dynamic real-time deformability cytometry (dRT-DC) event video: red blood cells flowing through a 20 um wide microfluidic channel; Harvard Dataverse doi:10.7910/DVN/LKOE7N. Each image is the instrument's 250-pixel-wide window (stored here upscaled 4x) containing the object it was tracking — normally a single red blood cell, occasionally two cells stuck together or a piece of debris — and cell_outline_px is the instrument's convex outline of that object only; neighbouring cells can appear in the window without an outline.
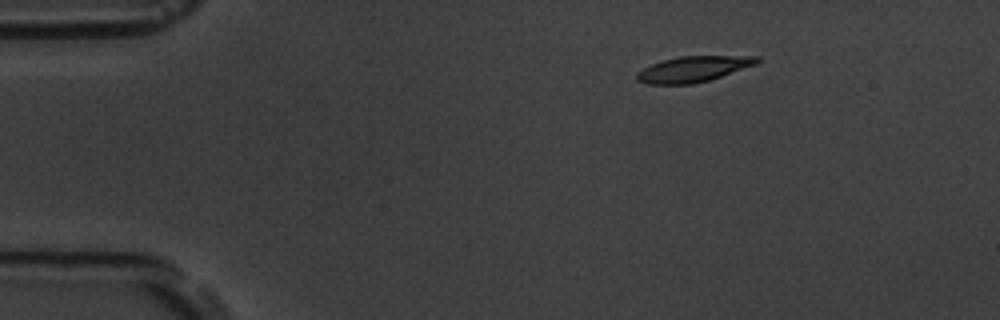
{"species": "common noctule bat (a hibernating species)", "species_latin": "Nyctalus noctula", "temperature_condition": "room temperature", "stored_images_in_passage": 9, "camera_frame_rate_fps": 3000, "um_per_image_px": 0.085, "animal": {"sex": "male", "body_mass_g": 19.5, "forearm_length_mm": 54.6}, "frame": {"image": 1, "passage_image": 1, "time_ms": 0.0, "image_size_px": [1000, 320], "cell_outline_px": [[760, 60], [756, 64], [708, 80], [692, 84], [648, 84], [636, 80], [636, 72], [652, 64], [664, 60], [680, 56], [760, 56]], "centroid_in_image_um": [58.9, 5.87], "position_along_channel_um": 26.1, "area_um2": 17.74}}
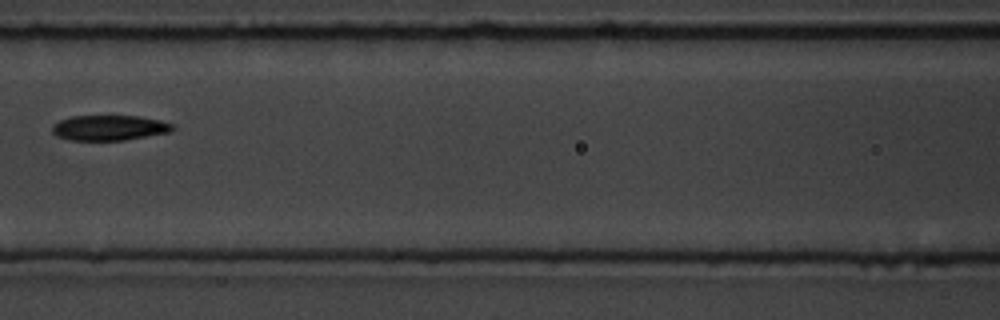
{"frame": {"image": 2, "passage_image": 6, "time_ms": 5.667, "image_size_px": [1000, 320], "cell_outline_px": [[176, 128], [172, 132], [124, 140], [68, 140], [56, 136], [52, 132], [52, 124], [60, 120], [72, 116], [140, 116], [160, 120], [176, 124]], "centroid_in_image_um": [9.33, 10.86], "position_along_channel_um": 157.3, "area_um2": 17.98}}
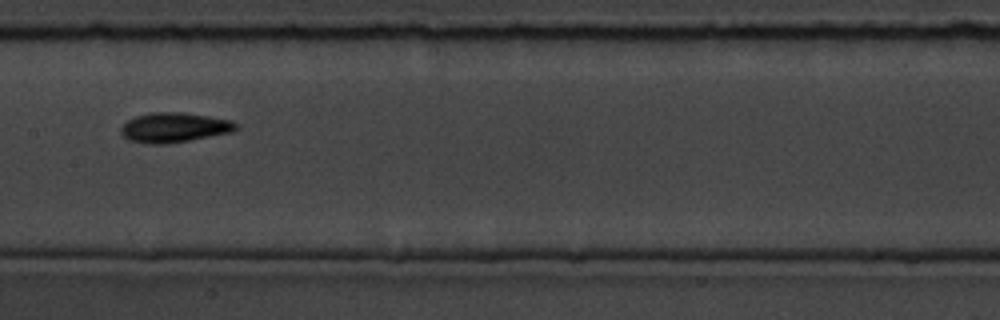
{"frame": {"image": 3, "passage_image": 7, "time_ms": 6.667, "image_size_px": [1000, 320], "cell_outline_px": [[240, 128], [232, 132], [188, 140], [164, 144], [148, 144], [128, 140], [120, 132], [120, 128], [128, 120], [136, 116], [152, 112], [180, 112], [208, 116], [232, 120], [240, 124]], "centroid_in_image_um": [14.83, 10.83], "position_along_channel_um": 192.6, "area_um2": 20.0}}